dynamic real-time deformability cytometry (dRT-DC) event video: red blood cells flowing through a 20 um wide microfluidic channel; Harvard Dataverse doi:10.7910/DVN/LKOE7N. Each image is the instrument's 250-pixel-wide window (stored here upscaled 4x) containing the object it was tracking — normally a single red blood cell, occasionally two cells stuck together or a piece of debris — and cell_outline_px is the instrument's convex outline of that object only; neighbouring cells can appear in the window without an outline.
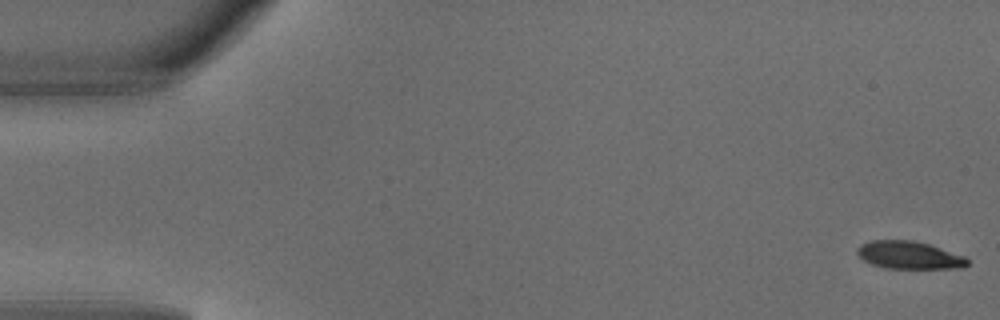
{"species": "common noctule bat (a hibernating species)", "species_latin": "Nyctalus noctula", "temperature_condition": "warm", "stored_images_in_passage": 5, "camera_frame_rate_fps": 3000, "um_per_image_px": 0.085, "animal": {"sex": "male", "body_mass_g": 18.8}, "frame": {"image": 1, "passage_image": 1, "time_ms": 0.0, "image_size_px": [1000, 320], "cell_outline_px": [[968, 264], [964, 268], [884, 268], [872, 264], [864, 260], [856, 252], [856, 248], [860, 244], [868, 240], [912, 240], [928, 244], [964, 256], [968, 260]], "centroid_in_image_um": [77.24, 21.68], "position_along_channel_um": 7.8, "area_um2": 17.74}}